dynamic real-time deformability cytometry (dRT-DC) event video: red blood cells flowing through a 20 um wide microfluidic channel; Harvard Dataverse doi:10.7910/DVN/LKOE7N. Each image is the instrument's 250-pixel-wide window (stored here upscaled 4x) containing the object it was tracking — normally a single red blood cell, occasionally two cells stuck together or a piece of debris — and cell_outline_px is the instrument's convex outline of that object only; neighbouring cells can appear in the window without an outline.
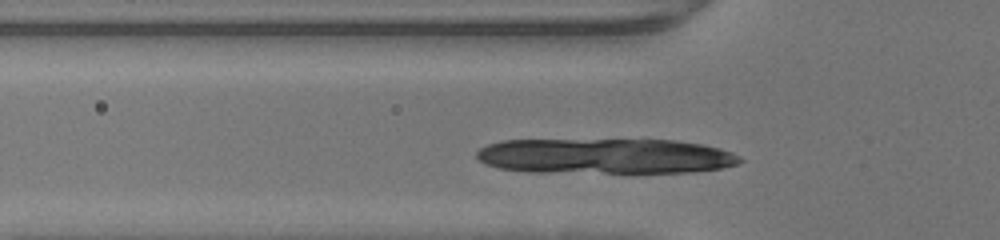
{"species": "human", "species_latin": "Homo sapiens", "temperature_condition": "warm", "stored_images_in_passage": 31, "camera_frame_rate_fps": 3000, "um_per_image_px": 0.085, "donor": {"sex": "male"}, "frame": {"image": 1, "passage_image": 7, "time_ms": 2.0, "image_size_px": [1000, 240], "cell_outline_px": [[744, 160], [740, 164], [720, 168], [692, 172], [632, 176], [532, 172], [500, 168], [484, 164], [476, 156], [476, 152], [480, 148], [488, 144], [500, 140], [676, 140], [704, 144], [720, 148], [732, 152], [740, 156]], "centroid_in_image_um": [51.52, 13.32], "position_along_channel_um": 74.3, "area_um2": 56.76}}
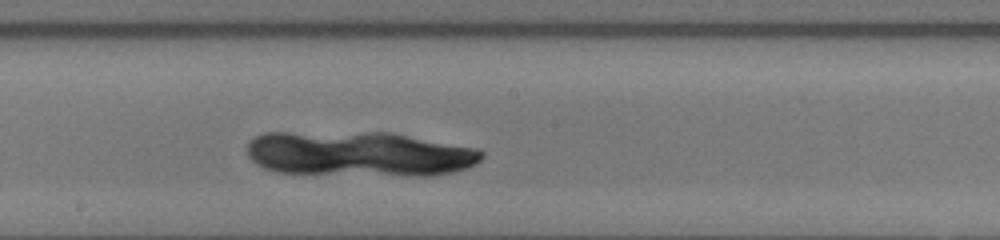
{"frame": {"image": 2, "passage_image": 17, "time_ms": 5.333, "image_size_px": [1000, 240], "cell_outline_px": [[484, 156], [476, 164], [468, 168], [452, 172], [432, 176], [408, 176], [276, 172], [264, 168], [256, 164], [248, 156], [248, 140], [264, 132], [392, 132], [480, 148], [484, 152]], "centroid_in_image_um": [30.58, 13.07], "position_along_channel_um": 217.6, "area_um2": 62.54}}
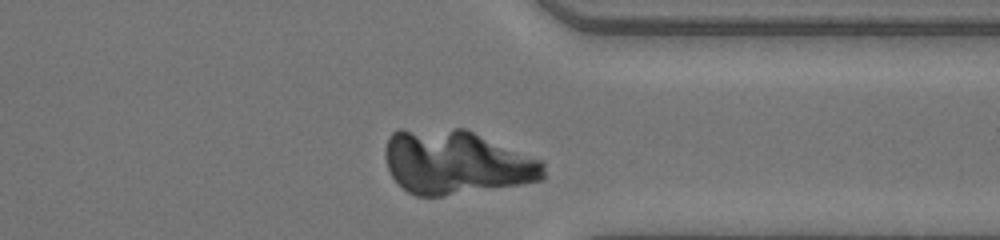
{"frame": {"image": 3, "passage_image": 28, "time_ms": 9.0, "image_size_px": [1000, 240], "cell_outline_px": [[544, 180], [520, 184], [444, 196], [416, 196], [408, 192], [392, 176], [388, 168], [384, 156], [384, 148], [388, 136], [392, 132], [400, 128], [464, 128], [544, 160]], "centroid_in_image_um": [38.75, 13.77], "position_along_channel_um": 372.6, "area_um2": 59.77}}